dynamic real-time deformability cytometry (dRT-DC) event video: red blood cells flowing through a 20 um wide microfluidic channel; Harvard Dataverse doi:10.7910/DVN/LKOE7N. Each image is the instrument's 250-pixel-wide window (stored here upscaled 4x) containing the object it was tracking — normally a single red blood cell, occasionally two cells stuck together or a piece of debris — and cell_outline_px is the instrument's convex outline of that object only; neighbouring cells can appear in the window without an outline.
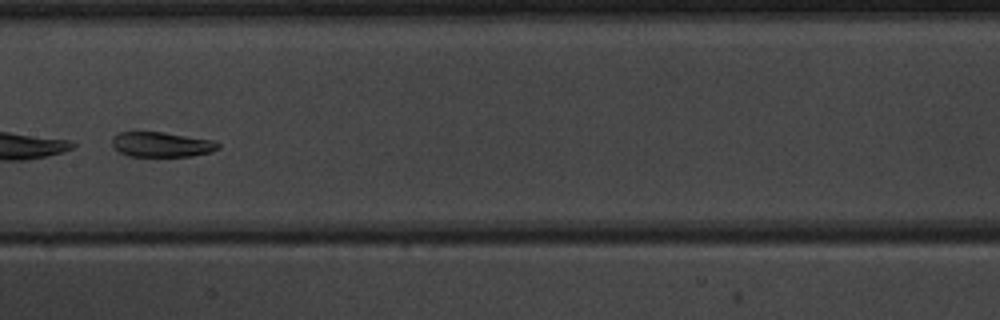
{"species": "common noctule bat (a hibernating species)", "species_latin": "Nyctalus noctula", "temperature_condition": "warm", "stored_images_in_passage": 37, "camera_frame_rate_fps": 3000, "um_per_image_px": 0.085, "animal": {"sex": "male", "body_mass_g": 20.1, "forearm_length_mm": 53.5}, "frame": {"image": 1, "passage_image": 15, "time_ms": 4.667, "image_size_px": [1000, 320], "cell_outline_px": [[220, 148], [212, 152], [192, 156], [128, 156], [112, 148], [112, 136], [120, 132], [164, 132], [216, 140], [220, 144]], "centroid_in_image_um": [13.76, 12.28], "position_along_channel_um": 193.6, "area_um2": 15.72}}
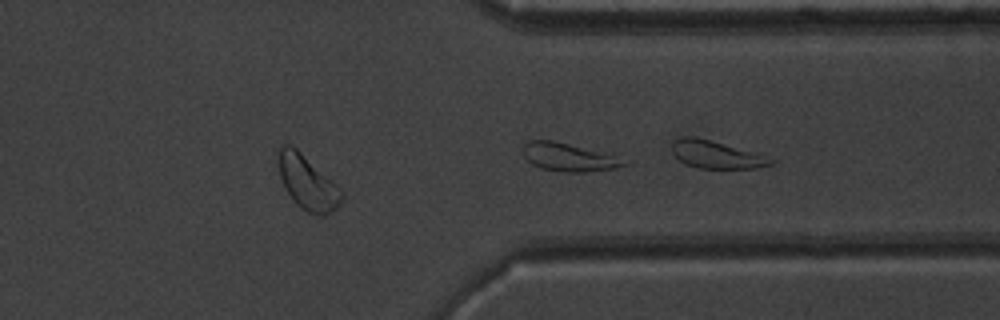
{"frame": {"image": 2, "passage_image": 27, "time_ms": 8.667, "image_size_px": [1000, 320], "cell_outline_px": [[344, 196], [340, 204], [332, 212], [324, 216], [316, 216], [300, 208], [296, 204], [284, 188], [280, 176], [276, 148], [280, 144], [292, 144], [336, 184], [344, 192]], "centroid_in_image_um": [26.11, 15.51], "position_along_channel_um": 385.3, "area_um2": 20.35}}
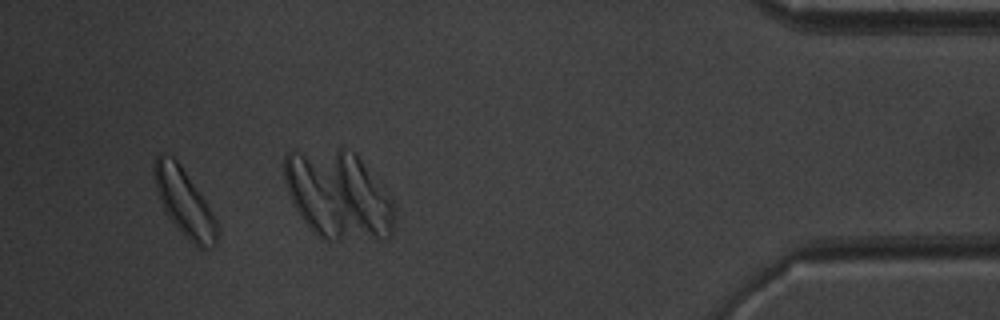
{"frame": {"image": 3, "passage_image": 34, "time_ms": 11.0, "image_size_px": [1000, 320], "cell_outline_px": [[220, 232], [216, 244], [212, 248], [196, 248], [176, 228], [168, 216], [160, 200], [156, 188], [152, 168], [152, 164], [156, 152], [164, 152], [172, 156], [180, 164], [204, 200], [216, 220], [220, 228]], "centroid_in_image_um": [15.66, 17.22], "position_along_channel_um": 419.5, "area_um2": 24.91}, "authors_computed_cell_mechanics": {"area_um2": 16.5886, "velocity_mm_per_s": 3.9264, "shape_relaxation_time_tau1_ms": 4.0273, "shape_relaxation_time_tau2_ms": 2.356, "deformation_change_tau1": 0.2064, "deformation_change_tau2": 0.0963}}